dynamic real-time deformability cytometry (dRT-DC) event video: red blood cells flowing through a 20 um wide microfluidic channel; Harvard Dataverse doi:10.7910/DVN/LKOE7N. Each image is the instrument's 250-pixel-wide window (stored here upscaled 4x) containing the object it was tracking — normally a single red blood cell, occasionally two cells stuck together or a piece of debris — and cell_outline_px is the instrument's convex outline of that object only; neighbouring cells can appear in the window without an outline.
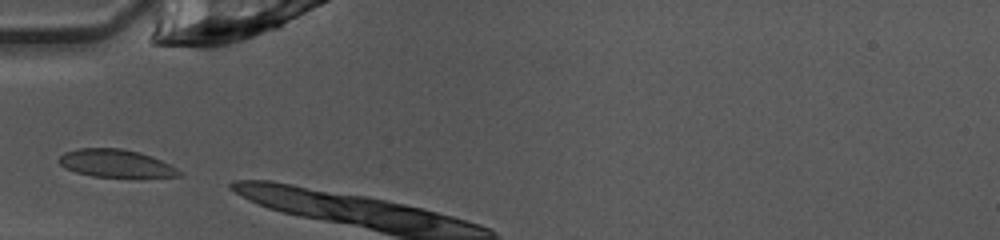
{"species": "common noctule bat (a hibernating species)", "species_latin": "Nyctalus noctula", "temperature_condition": "warm", "stored_images_in_passage": 3, "camera_frame_rate_fps": 3000, "um_per_image_px": 0.085, "animal": {"sex": "female", "body_mass_g": 10.0, "forearm_length_mm": 53.1}, "frame": {"image": 1, "passage_image": 1, "time_ms": 0.0, "image_size_px": [1000, 240], "cell_outline_px": [[184, 176], [92, 176], [76, 172], [64, 168], [56, 160], [64, 152], [76, 148], [120, 148], [140, 152], [160, 160], [176, 168]], "centroid_in_image_um": [9.76, 13.86], "position_along_channel_um": 75.2, "area_um2": 19.13}}